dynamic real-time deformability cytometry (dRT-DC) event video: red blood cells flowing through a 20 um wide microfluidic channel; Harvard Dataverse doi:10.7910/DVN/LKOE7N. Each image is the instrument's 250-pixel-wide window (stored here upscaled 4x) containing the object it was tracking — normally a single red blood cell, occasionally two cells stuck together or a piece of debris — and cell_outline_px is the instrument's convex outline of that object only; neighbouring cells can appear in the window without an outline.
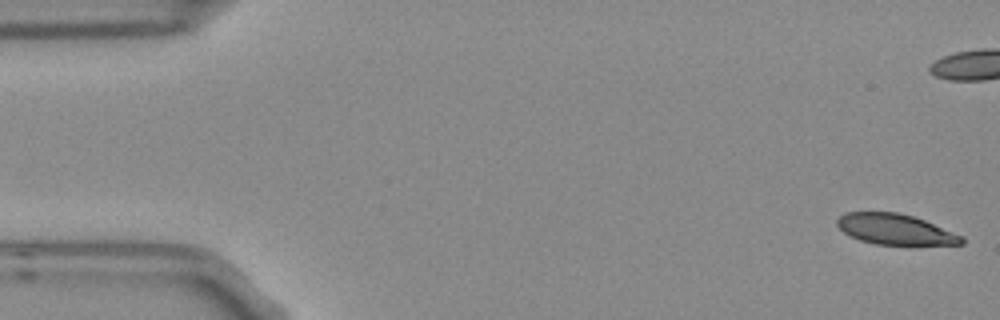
{"species": "Egyptian fruit bat (a non-hibernating species)", "species_latin": "Rousettus aegyptiacus", "temperature_condition": "room temperature", "stored_images_in_passage": 6, "camera_frame_rate_fps": 3000, "um_per_image_px": 0.085, "frame": {"image": 1, "passage_image": 1, "time_ms": 0.0, "image_size_px": [1000, 320], "cell_outline_px": [[964, 244], [908, 248], [876, 244], [860, 240], [844, 232], [836, 224], [836, 220], [844, 212], [896, 212], [912, 216], [924, 220], [964, 236]], "centroid_in_image_um": [76.18, 19.55], "position_along_channel_um": 8.8, "area_um2": 23.18}}
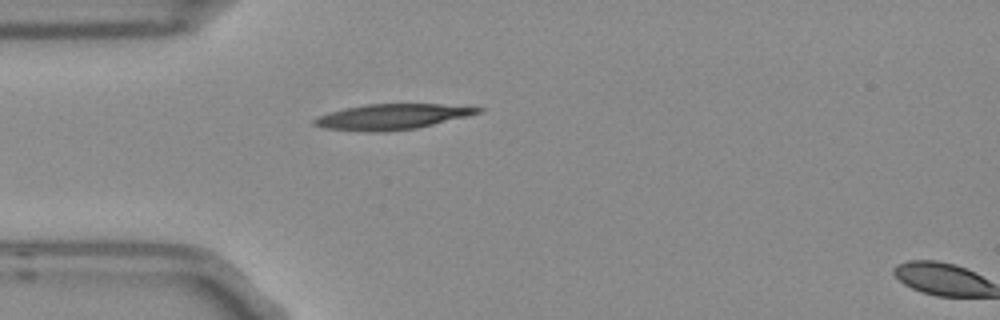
{"frame": {"image": 2, "passage_image": 6, "time_ms": 1.667, "image_size_px": [1000, 320], "cell_outline_px": [[484, 112], [468, 116], [416, 128], [384, 132], [368, 132], [324, 128], [312, 124], [312, 120], [316, 116], [328, 112], [344, 108], [364, 104], [440, 104], [484, 108]], "centroid_in_image_um": [33.28, 9.92], "position_along_channel_um": 51.7, "area_um2": 24.45}}